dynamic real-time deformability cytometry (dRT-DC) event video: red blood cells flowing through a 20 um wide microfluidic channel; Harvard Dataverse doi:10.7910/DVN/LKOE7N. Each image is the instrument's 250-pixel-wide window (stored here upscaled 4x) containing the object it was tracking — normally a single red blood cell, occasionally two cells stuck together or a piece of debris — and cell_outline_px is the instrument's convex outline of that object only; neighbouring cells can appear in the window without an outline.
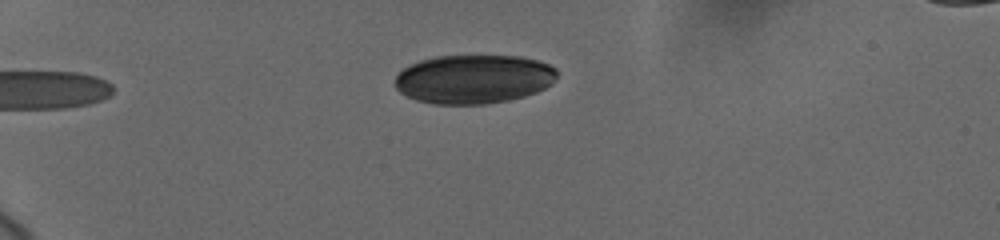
{"species": "human", "species_latin": "Homo sapiens", "temperature_condition": "cold", "stored_images_in_passage": 14, "camera_frame_rate_fps": 3000, "um_per_image_px": 0.085, "donor": {"sex": "female"}, "frame": {"image": 1, "passage_image": 1, "time_ms": 0.0, "image_size_px": [1000, 240], "cell_outline_px": [[556, 80], [552, 84], [536, 92], [524, 96], [508, 100], [484, 104], [436, 104], [416, 100], [400, 92], [396, 88], [396, 76], [408, 64], [420, 60], [436, 56], [520, 56], [540, 60], [556, 68]], "centroid_in_image_um": [40.28, 6.71], "position_along_channel_um": 44.7, "area_um2": 46.3}}
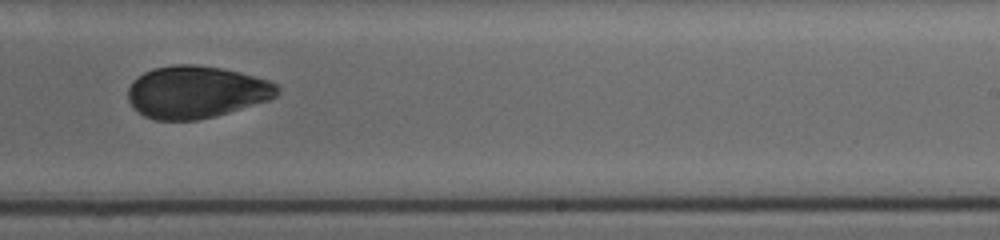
{"frame": {"image": 2, "passage_image": 8, "time_ms": 7.667, "image_size_px": [1000, 240], "cell_outline_px": [[280, 92], [276, 96], [268, 100], [228, 112], [196, 120], [156, 120], [144, 116], [128, 100], [128, 88], [132, 80], [144, 72], [152, 68], [172, 64], [196, 64], [220, 68], [240, 72], [268, 80], [276, 84], [280, 88]], "centroid_in_image_um": [16.66, 7.8], "position_along_channel_um": 272.3, "area_um2": 45.37}}
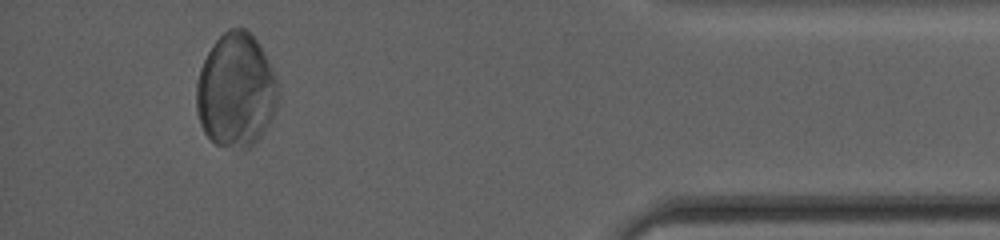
{"frame": {"image": 3, "passage_image": 13, "time_ms": 12.667, "image_size_px": [1000, 240], "cell_outline_px": [[280, 96], [276, 108], [264, 132], [248, 148], [216, 144], [204, 132], [200, 124], [196, 108], [196, 80], [200, 68], [208, 52], [216, 40], [228, 28], [248, 28], [260, 44], [276, 76]], "centroid_in_image_um": [20.07, 7.65], "position_along_channel_um": 415.1, "area_um2": 54.51}, "authors_computed_cell_mechanics": {"area_um2": 46.6735, "velocity_mm_per_s": 3.6548, "shape_relaxation_time_tau1_ms": 3.4893, "shape_relaxation_time_tau2_ms": 1.7445, "deformation_change_tau1": 0.0755, "deformation_change_tau2": 0.033}}